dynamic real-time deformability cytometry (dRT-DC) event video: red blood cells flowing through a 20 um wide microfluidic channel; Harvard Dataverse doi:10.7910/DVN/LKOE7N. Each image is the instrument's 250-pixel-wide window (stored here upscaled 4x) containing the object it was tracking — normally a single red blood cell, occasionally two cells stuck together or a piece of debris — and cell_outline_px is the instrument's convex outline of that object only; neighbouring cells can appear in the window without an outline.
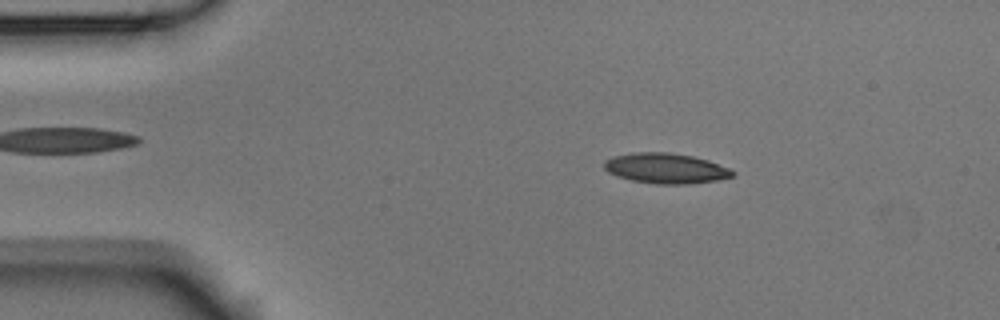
{"species": "Egyptian fruit bat (a non-hibernating species)", "species_latin": "Rousettus aegyptiacus", "temperature_condition": "room temperature", "stored_images_in_passage": 3, "camera_frame_rate_fps": 3000, "um_per_image_px": 0.085, "animal": {"sex": "male"}, "frame": {"image": 1, "passage_image": 2, "time_ms": 0.333, "image_size_px": [1000, 320], "cell_outline_px": [[736, 172], [732, 176], [716, 180], [688, 184], [656, 184], [632, 180], [616, 176], [608, 172], [604, 168], [604, 160], [612, 156], [636, 152], [668, 152], [692, 156], [708, 160], [728, 168]], "centroid_in_image_um": [56.55, 14.3], "position_along_channel_um": 28.4, "area_um2": 22.6}}